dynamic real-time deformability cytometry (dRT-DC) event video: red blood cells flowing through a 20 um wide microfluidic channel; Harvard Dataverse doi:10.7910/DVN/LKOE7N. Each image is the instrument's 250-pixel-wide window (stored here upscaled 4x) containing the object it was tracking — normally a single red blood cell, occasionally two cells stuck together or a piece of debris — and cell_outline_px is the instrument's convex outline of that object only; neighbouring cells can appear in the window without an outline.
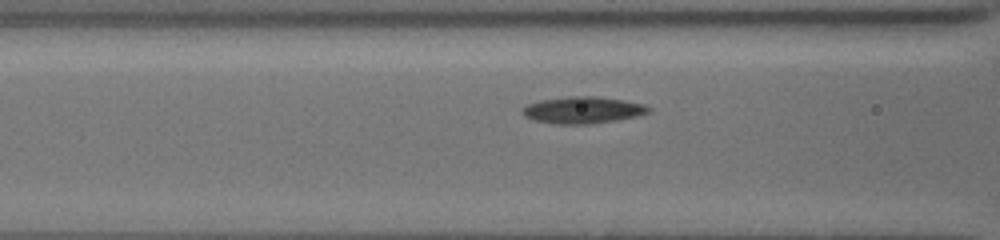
{"species": "common noctule bat (a hibernating species)", "species_latin": "Nyctalus noctula", "temperature_condition": "cold", "stored_images_in_passage": 5, "camera_frame_rate_fps": 3000, "um_per_image_px": 0.085, "animal": {"sex": "female", "body_mass_g": 19.5, "forearm_length_mm": 54.1}, "frame": {"image": 1, "passage_image": 3, "time_ms": 0.667, "image_size_px": [1000, 240], "cell_outline_px": [[652, 108], [648, 112], [636, 116], [588, 124], [556, 124], [536, 120], [524, 116], [524, 108], [528, 104], [544, 100], [568, 96], [596, 96], [624, 100], [644, 104]], "centroid_in_image_um": [49.57, 9.34], "position_along_channel_um": 117.0, "area_um2": 19.25}}